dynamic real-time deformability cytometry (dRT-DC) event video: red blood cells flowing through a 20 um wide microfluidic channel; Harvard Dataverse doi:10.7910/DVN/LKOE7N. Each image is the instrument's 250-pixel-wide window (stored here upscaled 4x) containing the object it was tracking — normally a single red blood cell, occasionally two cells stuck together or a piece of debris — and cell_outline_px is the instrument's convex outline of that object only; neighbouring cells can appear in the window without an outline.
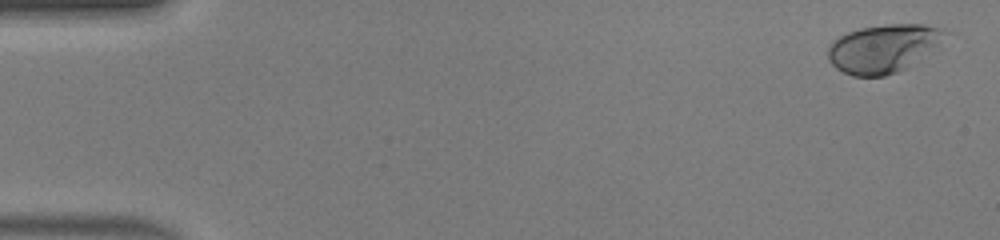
{"species": "human", "species_latin": "Homo sapiens", "temperature_condition": "warm", "stored_images_in_passage": 51, "camera_frame_rate_fps": 3000, "um_per_image_px": 0.085, "donor": {"sex": "male"}, "frame": {"image": 1, "passage_image": 2, "time_ms": 0.333, "image_size_px": [1000, 240], "cell_outline_px": [[944, 32], [936, 44], [904, 68], [896, 72], [884, 76], [852, 76], [836, 68], [828, 60], [828, 48], [832, 40], [848, 32], [860, 28], [884, 24], [924, 24], [940, 28]], "centroid_in_image_um": [74.94, 4.11], "position_along_channel_um": 10.1, "area_um2": 31.85}}
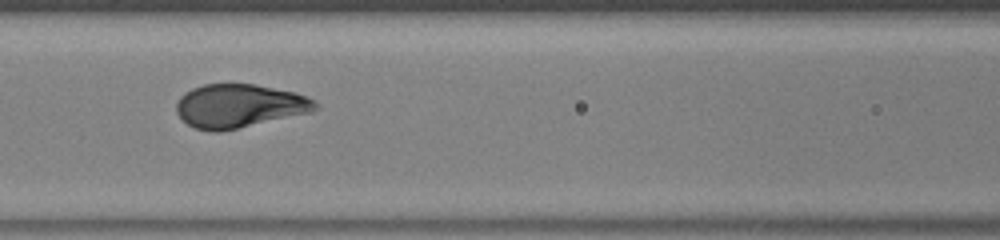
{"frame": {"image": 2, "passage_image": 23, "time_ms": 7.333, "image_size_px": [1000, 240], "cell_outline_px": [[320, 108], [312, 112], [220, 132], [212, 132], [196, 128], [188, 124], [176, 112], [176, 104], [180, 96], [184, 92], [192, 88], [204, 84], [256, 84], [296, 92], [308, 96], [316, 100], [320, 104]], "centroid_in_image_um": [20.39, 8.99], "position_along_channel_um": 146.2, "area_um2": 35.6}}
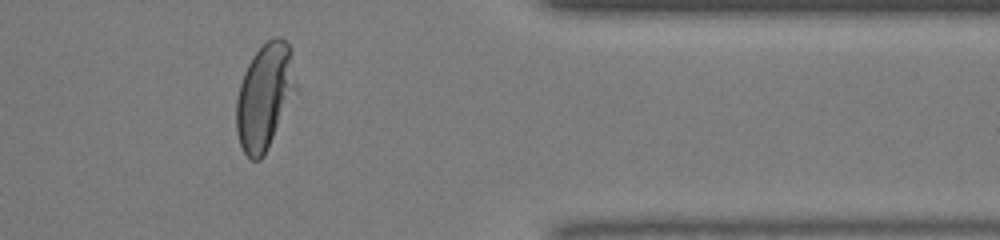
{"frame": {"image": 3, "passage_image": 42, "time_ms": 13.667, "image_size_px": [1000, 240], "cell_outline_px": [[300, 92], [264, 156], [260, 160], [252, 160], [244, 152], [240, 144], [236, 132], [236, 100], [240, 84], [244, 72], [252, 56], [272, 36], [280, 36], [292, 48], [300, 88]], "centroid_in_image_um": [22.59, 8.19], "position_along_channel_um": 388.8, "area_um2": 38.44}, "authors_computed_cell_mechanics": {"area_um2": 35.7782, "velocity_mm_per_s": 4.1218, "shape_relaxation_time_tau1_ms": 2.7167, "shape_relaxation_time_tau2_ms": null, "deformation_change_tau1": 0.1963, "deformation_change_tau2": null}}